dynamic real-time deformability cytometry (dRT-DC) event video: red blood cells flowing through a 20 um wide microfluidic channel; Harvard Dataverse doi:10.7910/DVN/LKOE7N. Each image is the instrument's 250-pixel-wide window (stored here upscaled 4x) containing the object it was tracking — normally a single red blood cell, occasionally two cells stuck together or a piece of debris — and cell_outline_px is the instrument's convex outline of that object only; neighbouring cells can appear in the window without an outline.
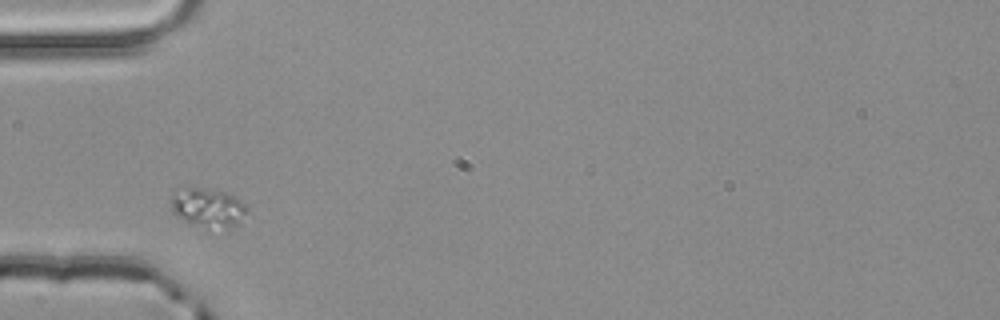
{"species": "common noctule bat (a hibernating species)", "species_latin": "Nyctalus noctula", "temperature_condition": "room temperature", "stored_images_in_passage": 4, "camera_frame_rate_fps": 3000, "um_per_image_px": 0.085, "animal": {"sex": "male", "body_mass_g": 20.4}, "frame": {"image": 1, "passage_image": 3, "time_ms": 0.667, "image_size_px": [1000, 320], "cell_outline_px": [[248, 208], [240, 224], [228, 228], [208, 232], [192, 224], [172, 212], [172, 192], [184, 188], [200, 188], [224, 192], [248, 204]], "centroid_in_image_um": [17.71, 17.72], "position_along_channel_um": 67.3, "area_um2": 17.69}}